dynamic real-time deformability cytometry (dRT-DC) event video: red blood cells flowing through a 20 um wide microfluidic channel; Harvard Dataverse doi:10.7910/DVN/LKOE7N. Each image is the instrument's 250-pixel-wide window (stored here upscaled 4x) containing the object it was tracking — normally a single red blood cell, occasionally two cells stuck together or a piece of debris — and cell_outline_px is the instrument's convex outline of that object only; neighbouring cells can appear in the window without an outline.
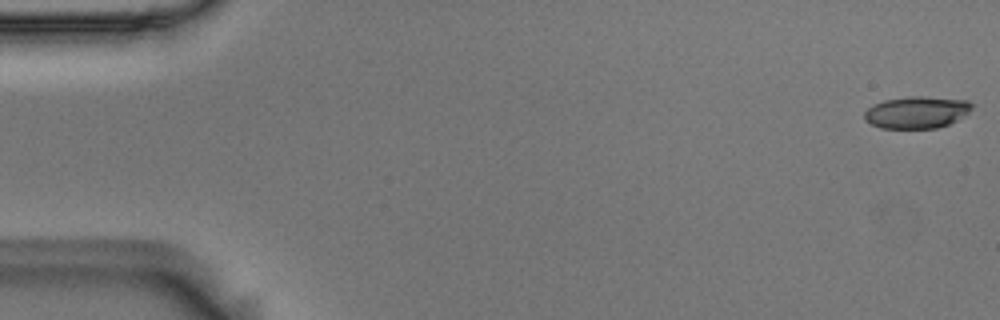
{"species": "Egyptian fruit bat (a non-hibernating species)", "species_latin": "Rousettus aegyptiacus", "temperature_condition": "room temperature", "stored_images_in_passage": 15, "camera_frame_rate_fps": 3000, "um_per_image_px": 0.085, "animal": {"sex": "male"}, "frame": {"image": 1, "passage_image": 1, "time_ms": 0.0, "image_size_px": [1000, 320], "cell_outline_px": [[976, 104], [968, 112], [956, 120], [948, 124], [936, 128], [880, 128], [864, 120], [864, 112], [872, 104], [884, 100], [908, 96], [924, 96], [968, 100]], "centroid_in_image_um": [77.91, 9.53], "position_along_channel_um": 7.1, "area_um2": 20.17}}
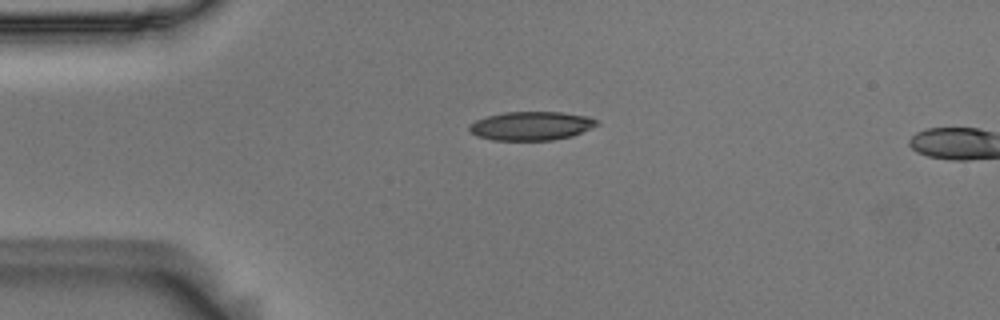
{"frame": {"image": 2, "passage_image": 13, "time_ms": 4.0, "image_size_px": [1000, 320], "cell_outline_px": [[600, 124], [572, 136], [552, 140], [492, 140], [476, 136], [468, 128], [468, 124], [476, 120], [488, 116], [504, 112], [560, 112], [588, 116], [596, 120]], "centroid_in_image_um": [45.14, 10.7], "position_along_channel_um": 39.9, "area_um2": 21.33}}